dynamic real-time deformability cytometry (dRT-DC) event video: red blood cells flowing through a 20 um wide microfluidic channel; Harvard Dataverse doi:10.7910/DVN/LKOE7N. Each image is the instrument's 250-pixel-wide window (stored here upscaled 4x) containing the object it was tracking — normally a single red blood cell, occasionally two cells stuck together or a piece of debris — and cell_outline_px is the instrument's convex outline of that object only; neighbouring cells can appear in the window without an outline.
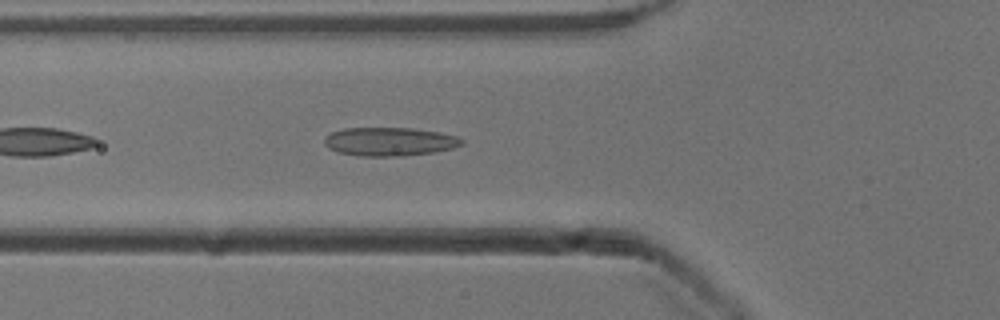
{"species": "common noctule bat (a hibernating species)", "species_latin": "Nyctalus noctula", "temperature_condition": "cold", "stored_images_in_passage": 31, "camera_frame_rate_fps": 3000, "um_per_image_px": 0.085, "animal": {"sex": "male", "body_mass_g": 13.3}, "frame": {"image": 1, "passage_image": 5, "time_ms": 1.333, "image_size_px": [1000, 320], "cell_outline_px": [[464, 144], [452, 148], [432, 152], [404, 156], [360, 156], [340, 152], [328, 148], [324, 144], [324, 136], [332, 132], [344, 128], [412, 128], [436, 132], [456, 136], [464, 140]], "centroid_in_image_um": [33.09, 12.04], "position_along_channel_um": 92.7, "area_um2": 22.77}}
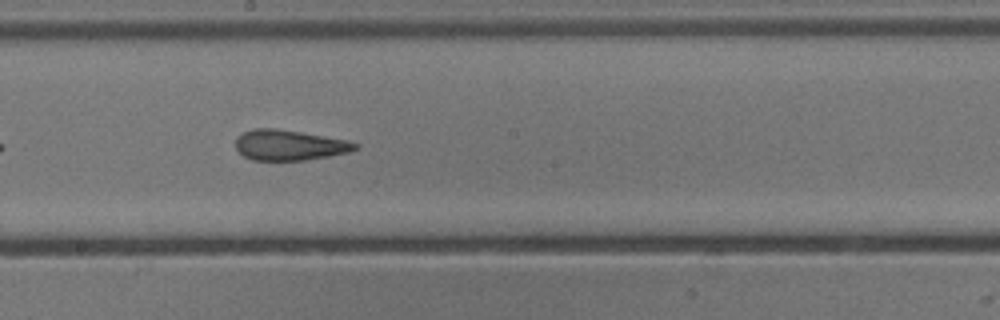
{"frame": {"image": 2, "passage_image": 15, "time_ms": 4.667, "image_size_px": [1000, 320], "cell_outline_px": [[360, 148], [348, 152], [328, 156], [304, 160], [252, 160], [244, 156], [236, 148], [236, 136], [244, 132], [256, 128], [276, 128], [348, 140], [360, 144]], "centroid_in_image_um": [24.61, 12.33], "position_along_channel_um": 223.6, "area_um2": 21.15}}
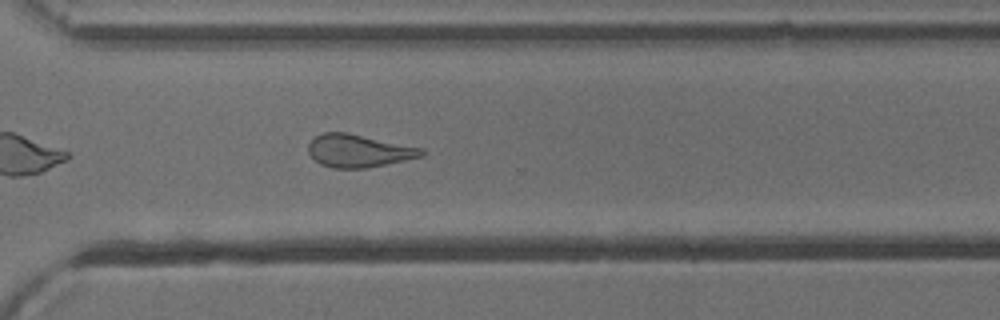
{"frame": {"image": 3, "passage_image": 24, "time_ms": 7.667, "image_size_px": [1000, 320], "cell_outline_px": [[428, 152], [424, 156], [364, 168], [332, 168], [320, 164], [308, 152], [308, 144], [316, 136], [324, 132], [348, 132], [424, 148]], "centroid_in_image_um": [30.52, 12.81], "position_along_channel_um": 340.1, "area_um2": 21.68}, "authors_computed_cell_mechanics": {"area_um2": 21.4438, "velocity_mm_per_s": 3.9064, "shape_relaxation_time_tau1_ms": null, "shape_relaxation_time_tau2_ms": 2.2277, "deformation_change_tau1": null, "deformation_change_tau2": 0.109}}